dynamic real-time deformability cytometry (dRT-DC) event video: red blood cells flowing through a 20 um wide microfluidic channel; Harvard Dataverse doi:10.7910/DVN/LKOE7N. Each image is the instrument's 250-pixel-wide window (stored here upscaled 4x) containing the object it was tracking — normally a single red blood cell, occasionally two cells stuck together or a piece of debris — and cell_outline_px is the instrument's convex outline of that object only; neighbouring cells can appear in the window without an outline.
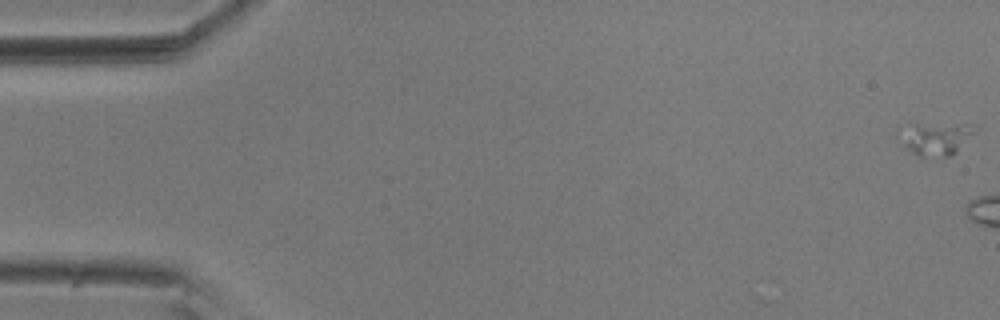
{"species": "common noctule bat (a hibernating species)", "species_latin": "Nyctalus noctula", "temperature_condition": "room temperature", "stored_images_in_passage": 6, "camera_frame_rate_fps": 3000, "um_per_image_px": 0.085, "animal": {"sex": "male", "body_mass_g": 20.5, "forearm_length_mm": 52.5}, "frame": {"image": 1, "passage_image": 1, "time_ms": 0.0, "image_size_px": [1000, 320], "cell_outline_px": [[976, 124], [972, 132], [956, 152], [952, 156], [920, 156], [912, 152], [908, 148], [904, 136], [916, 124]], "centroid_in_image_um": [79.69, 11.79], "position_along_channel_um": 5.3, "area_um2": 12.95}}